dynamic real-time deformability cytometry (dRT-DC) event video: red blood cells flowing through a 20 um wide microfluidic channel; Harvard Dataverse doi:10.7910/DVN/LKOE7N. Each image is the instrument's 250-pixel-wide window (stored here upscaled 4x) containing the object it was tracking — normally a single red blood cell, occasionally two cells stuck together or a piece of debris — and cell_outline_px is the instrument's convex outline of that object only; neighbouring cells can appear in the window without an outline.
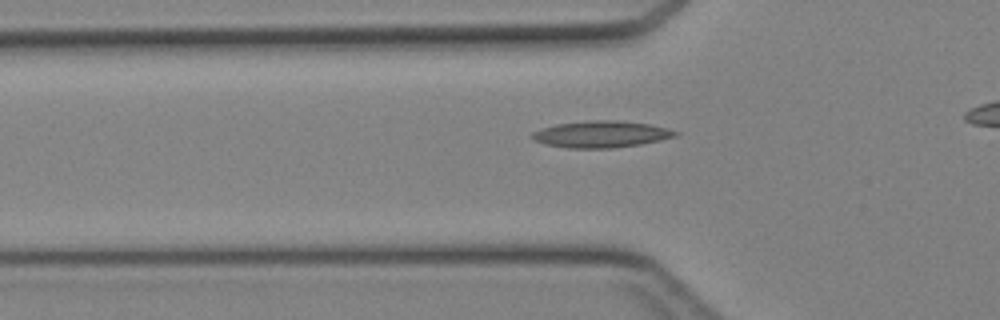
{"species": "Egyptian fruit bat (a non-hibernating species)", "species_latin": "Rousettus aegyptiacus", "temperature_condition": "cold", "stored_images_in_passage": 31, "camera_frame_rate_fps": 3000, "um_per_image_px": 0.085, "animal": {"sex": "female"}, "frame": {"image": 1, "passage_image": 9, "time_ms": 2.667, "image_size_px": [1000, 320], "cell_outline_px": [[680, 136], [640, 144], [612, 148], [568, 148], [544, 144], [532, 140], [528, 136], [532, 132], [540, 128], [556, 124], [588, 120], [616, 120], [648, 124], [668, 128], [680, 132]], "centroid_in_image_um": [51.07, 11.41], "position_along_channel_um": 74.7, "area_um2": 22.54}}
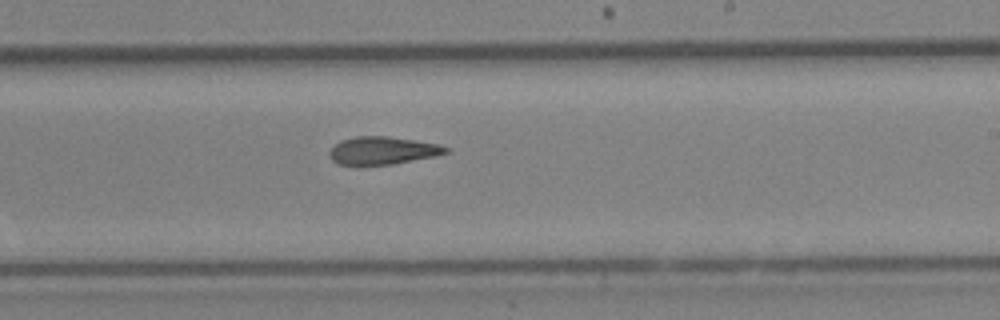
{"frame": {"image": 2, "passage_image": 21, "time_ms": 6.667, "image_size_px": [1000, 320], "cell_outline_px": [[448, 152], [436, 156], [392, 164], [336, 164], [328, 156], [328, 152], [340, 140], [356, 136], [388, 136], [440, 144], [448, 148]], "centroid_in_image_um": [32.51, 12.78], "position_along_channel_um": 256.5, "area_um2": 18.73}}
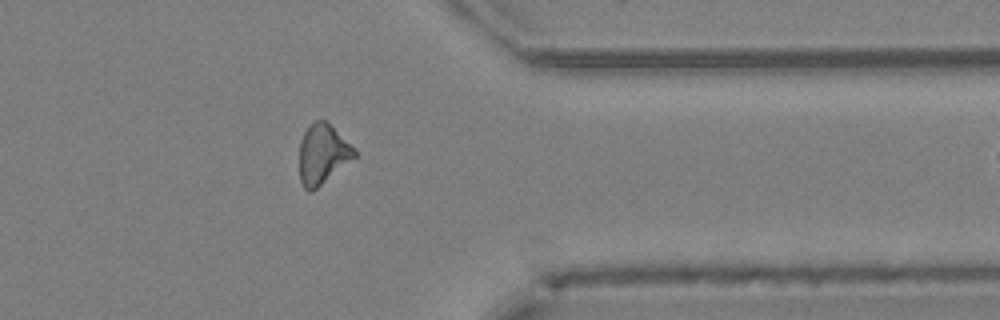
{"frame": {"image": 3, "passage_image": 30, "time_ms": 9.667, "image_size_px": [1000, 320], "cell_outline_px": [[356, 156], [312, 192], [308, 192], [304, 188], [300, 180], [300, 140], [304, 132], [316, 120], [324, 120], [356, 148]], "centroid_in_image_um": [27.42, 13.12], "position_along_channel_um": 384.0, "area_um2": 18.9}}